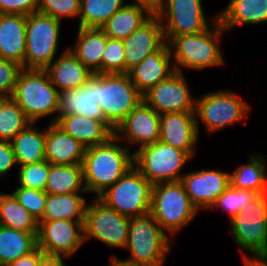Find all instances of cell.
Returning <instances> with one entry per match:
<instances>
[{"label":"cell","mask_w":267,"mask_h":266,"mask_svg":"<svg viewBox=\"0 0 267 266\" xmlns=\"http://www.w3.org/2000/svg\"><path fill=\"white\" fill-rule=\"evenodd\" d=\"M132 167L133 152L115 135L103 144L86 148L82 170L87 193L97 198Z\"/></svg>","instance_id":"obj_1"},{"label":"cell","mask_w":267,"mask_h":266,"mask_svg":"<svg viewBox=\"0 0 267 266\" xmlns=\"http://www.w3.org/2000/svg\"><path fill=\"white\" fill-rule=\"evenodd\" d=\"M224 33L226 31L217 19L201 33L173 37L167 44L175 72L184 73L182 67L187 68L188 72L189 69L221 67L225 60L220 49Z\"/></svg>","instance_id":"obj_2"},{"label":"cell","mask_w":267,"mask_h":266,"mask_svg":"<svg viewBox=\"0 0 267 266\" xmlns=\"http://www.w3.org/2000/svg\"><path fill=\"white\" fill-rule=\"evenodd\" d=\"M172 244V238L150 214L129 218L125 249L129 250L130 257L121 260L112 255L109 261L115 260L125 266H164Z\"/></svg>","instance_id":"obj_3"},{"label":"cell","mask_w":267,"mask_h":266,"mask_svg":"<svg viewBox=\"0 0 267 266\" xmlns=\"http://www.w3.org/2000/svg\"><path fill=\"white\" fill-rule=\"evenodd\" d=\"M59 96L60 92L51 83L45 70L23 68L11 97L32 123L53 115L50 123H55L58 118Z\"/></svg>","instance_id":"obj_4"},{"label":"cell","mask_w":267,"mask_h":266,"mask_svg":"<svg viewBox=\"0 0 267 266\" xmlns=\"http://www.w3.org/2000/svg\"><path fill=\"white\" fill-rule=\"evenodd\" d=\"M198 211L180 181L152 185L150 215L171 238L187 227Z\"/></svg>","instance_id":"obj_5"},{"label":"cell","mask_w":267,"mask_h":266,"mask_svg":"<svg viewBox=\"0 0 267 266\" xmlns=\"http://www.w3.org/2000/svg\"><path fill=\"white\" fill-rule=\"evenodd\" d=\"M133 166L153 185L180 181L192 158L187 152L161 141L133 149ZM181 173V174H180Z\"/></svg>","instance_id":"obj_6"},{"label":"cell","mask_w":267,"mask_h":266,"mask_svg":"<svg viewBox=\"0 0 267 266\" xmlns=\"http://www.w3.org/2000/svg\"><path fill=\"white\" fill-rule=\"evenodd\" d=\"M251 105L230 90H219L196 97L195 117L200 135V122L207 133L221 131L241 123L250 113Z\"/></svg>","instance_id":"obj_7"},{"label":"cell","mask_w":267,"mask_h":266,"mask_svg":"<svg viewBox=\"0 0 267 266\" xmlns=\"http://www.w3.org/2000/svg\"><path fill=\"white\" fill-rule=\"evenodd\" d=\"M229 223L235 245L245 253L242 258L267 254V194L248 203Z\"/></svg>","instance_id":"obj_8"},{"label":"cell","mask_w":267,"mask_h":266,"mask_svg":"<svg viewBox=\"0 0 267 266\" xmlns=\"http://www.w3.org/2000/svg\"><path fill=\"white\" fill-rule=\"evenodd\" d=\"M152 184L133 166L97 198L128 218L150 214Z\"/></svg>","instance_id":"obj_9"},{"label":"cell","mask_w":267,"mask_h":266,"mask_svg":"<svg viewBox=\"0 0 267 266\" xmlns=\"http://www.w3.org/2000/svg\"><path fill=\"white\" fill-rule=\"evenodd\" d=\"M62 21L40 12L26 16L24 69L45 70L58 52Z\"/></svg>","instance_id":"obj_10"},{"label":"cell","mask_w":267,"mask_h":266,"mask_svg":"<svg viewBox=\"0 0 267 266\" xmlns=\"http://www.w3.org/2000/svg\"><path fill=\"white\" fill-rule=\"evenodd\" d=\"M143 100L128 73H99V104L114 128Z\"/></svg>","instance_id":"obj_11"},{"label":"cell","mask_w":267,"mask_h":266,"mask_svg":"<svg viewBox=\"0 0 267 266\" xmlns=\"http://www.w3.org/2000/svg\"><path fill=\"white\" fill-rule=\"evenodd\" d=\"M156 14L167 43L175 36L201 33L217 20V13L207 19L202 0H163Z\"/></svg>","instance_id":"obj_12"},{"label":"cell","mask_w":267,"mask_h":266,"mask_svg":"<svg viewBox=\"0 0 267 266\" xmlns=\"http://www.w3.org/2000/svg\"><path fill=\"white\" fill-rule=\"evenodd\" d=\"M84 242L91 238L113 248L125 249L129 218L106 206L98 198L87 205L83 223Z\"/></svg>","instance_id":"obj_13"},{"label":"cell","mask_w":267,"mask_h":266,"mask_svg":"<svg viewBox=\"0 0 267 266\" xmlns=\"http://www.w3.org/2000/svg\"><path fill=\"white\" fill-rule=\"evenodd\" d=\"M84 221H39L37 247L48 256L72 257L84 242Z\"/></svg>","instance_id":"obj_14"},{"label":"cell","mask_w":267,"mask_h":266,"mask_svg":"<svg viewBox=\"0 0 267 266\" xmlns=\"http://www.w3.org/2000/svg\"><path fill=\"white\" fill-rule=\"evenodd\" d=\"M184 73L174 72L168 79L145 92L143 101L160 115L171 112L195 111L196 97Z\"/></svg>","instance_id":"obj_15"},{"label":"cell","mask_w":267,"mask_h":266,"mask_svg":"<svg viewBox=\"0 0 267 266\" xmlns=\"http://www.w3.org/2000/svg\"><path fill=\"white\" fill-rule=\"evenodd\" d=\"M161 115L143 100L124 118L114 130V135L129 149H138L160 139ZM131 145V146H130Z\"/></svg>","instance_id":"obj_16"},{"label":"cell","mask_w":267,"mask_h":266,"mask_svg":"<svg viewBox=\"0 0 267 266\" xmlns=\"http://www.w3.org/2000/svg\"><path fill=\"white\" fill-rule=\"evenodd\" d=\"M180 182L193 205L199 211H207L230 186V172L215 169L193 170L184 173Z\"/></svg>","instance_id":"obj_17"},{"label":"cell","mask_w":267,"mask_h":266,"mask_svg":"<svg viewBox=\"0 0 267 266\" xmlns=\"http://www.w3.org/2000/svg\"><path fill=\"white\" fill-rule=\"evenodd\" d=\"M99 73L75 89L60 92L58 115H79L102 121L113 133L99 104Z\"/></svg>","instance_id":"obj_18"},{"label":"cell","mask_w":267,"mask_h":266,"mask_svg":"<svg viewBox=\"0 0 267 266\" xmlns=\"http://www.w3.org/2000/svg\"><path fill=\"white\" fill-rule=\"evenodd\" d=\"M125 73L137 66L147 55L157 52L165 43L163 27L157 14L123 40Z\"/></svg>","instance_id":"obj_19"},{"label":"cell","mask_w":267,"mask_h":266,"mask_svg":"<svg viewBox=\"0 0 267 266\" xmlns=\"http://www.w3.org/2000/svg\"><path fill=\"white\" fill-rule=\"evenodd\" d=\"M195 111L161 114L159 141L187 152L196 153L199 137Z\"/></svg>","instance_id":"obj_20"},{"label":"cell","mask_w":267,"mask_h":266,"mask_svg":"<svg viewBox=\"0 0 267 266\" xmlns=\"http://www.w3.org/2000/svg\"><path fill=\"white\" fill-rule=\"evenodd\" d=\"M175 72L167 42L157 51L147 55L128 75L137 90L143 95L157 83L168 79Z\"/></svg>","instance_id":"obj_21"},{"label":"cell","mask_w":267,"mask_h":266,"mask_svg":"<svg viewBox=\"0 0 267 266\" xmlns=\"http://www.w3.org/2000/svg\"><path fill=\"white\" fill-rule=\"evenodd\" d=\"M86 147L54 123L46 125L45 160L52 165L82 164Z\"/></svg>","instance_id":"obj_22"},{"label":"cell","mask_w":267,"mask_h":266,"mask_svg":"<svg viewBox=\"0 0 267 266\" xmlns=\"http://www.w3.org/2000/svg\"><path fill=\"white\" fill-rule=\"evenodd\" d=\"M57 58V59H56ZM45 69L59 92L75 89L94 74L66 47Z\"/></svg>","instance_id":"obj_23"},{"label":"cell","mask_w":267,"mask_h":266,"mask_svg":"<svg viewBox=\"0 0 267 266\" xmlns=\"http://www.w3.org/2000/svg\"><path fill=\"white\" fill-rule=\"evenodd\" d=\"M26 15L0 14V58L15 61L24 68Z\"/></svg>","instance_id":"obj_24"},{"label":"cell","mask_w":267,"mask_h":266,"mask_svg":"<svg viewBox=\"0 0 267 266\" xmlns=\"http://www.w3.org/2000/svg\"><path fill=\"white\" fill-rule=\"evenodd\" d=\"M86 148L105 143L114 133L100 120L79 115H58L54 123Z\"/></svg>","instance_id":"obj_25"},{"label":"cell","mask_w":267,"mask_h":266,"mask_svg":"<svg viewBox=\"0 0 267 266\" xmlns=\"http://www.w3.org/2000/svg\"><path fill=\"white\" fill-rule=\"evenodd\" d=\"M217 19L226 32L241 25L266 23L267 0H230L217 12Z\"/></svg>","instance_id":"obj_26"},{"label":"cell","mask_w":267,"mask_h":266,"mask_svg":"<svg viewBox=\"0 0 267 266\" xmlns=\"http://www.w3.org/2000/svg\"><path fill=\"white\" fill-rule=\"evenodd\" d=\"M108 36L100 28L78 27L75 44L68 48L93 73H102Z\"/></svg>","instance_id":"obj_27"},{"label":"cell","mask_w":267,"mask_h":266,"mask_svg":"<svg viewBox=\"0 0 267 266\" xmlns=\"http://www.w3.org/2000/svg\"><path fill=\"white\" fill-rule=\"evenodd\" d=\"M152 14L142 5L126 3L100 29L111 39L124 40L136 31Z\"/></svg>","instance_id":"obj_28"},{"label":"cell","mask_w":267,"mask_h":266,"mask_svg":"<svg viewBox=\"0 0 267 266\" xmlns=\"http://www.w3.org/2000/svg\"><path fill=\"white\" fill-rule=\"evenodd\" d=\"M37 126L30 123L11 141L18 166L45 160L46 127L41 131Z\"/></svg>","instance_id":"obj_29"},{"label":"cell","mask_w":267,"mask_h":266,"mask_svg":"<svg viewBox=\"0 0 267 266\" xmlns=\"http://www.w3.org/2000/svg\"><path fill=\"white\" fill-rule=\"evenodd\" d=\"M83 193L87 194V192H77L47 195L45 212L41 221H84L88 204Z\"/></svg>","instance_id":"obj_30"},{"label":"cell","mask_w":267,"mask_h":266,"mask_svg":"<svg viewBox=\"0 0 267 266\" xmlns=\"http://www.w3.org/2000/svg\"><path fill=\"white\" fill-rule=\"evenodd\" d=\"M267 161L260 154H249L247 164L230 173V185L235 189H247L267 194Z\"/></svg>","instance_id":"obj_31"},{"label":"cell","mask_w":267,"mask_h":266,"mask_svg":"<svg viewBox=\"0 0 267 266\" xmlns=\"http://www.w3.org/2000/svg\"><path fill=\"white\" fill-rule=\"evenodd\" d=\"M44 191L48 195L87 192L84 184L82 164H50V171Z\"/></svg>","instance_id":"obj_32"},{"label":"cell","mask_w":267,"mask_h":266,"mask_svg":"<svg viewBox=\"0 0 267 266\" xmlns=\"http://www.w3.org/2000/svg\"><path fill=\"white\" fill-rule=\"evenodd\" d=\"M37 248L34 234L0 225V266L26 256Z\"/></svg>","instance_id":"obj_33"},{"label":"cell","mask_w":267,"mask_h":266,"mask_svg":"<svg viewBox=\"0 0 267 266\" xmlns=\"http://www.w3.org/2000/svg\"><path fill=\"white\" fill-rule=\"evenodd\" d=\"M0 225L32 233L37 237L38 221L11 193H0Z\"/></svg>","instance_id":"obj_34"},{"label":"cell","mask_w":267,"mask_h":266,"mask_svg":"<svg viewBox=\"0 0 267 266\" xmlns=\"http://www.w3.org/2000/svg\"><path fill=\"white\" fill-rule=\"evenodd\" d=\"M125 4V0H80L78 27L100 28Z\"/></svg>","instance_id":"obj_35"},{"label":"cell","mask_w":267,"mask_h":266,"mask_svg":"<svg viewBox=\"0 0 267 266\" xmlns=\"http://www.w3.org/2000/svg\"><path fill=\"white\" fill-rule=\"evenodd\" d=\"M30 123L12 97L0 98V140L11 142Z\"/></svg>","instance_id":"obj_36"},{"label":"cell","mask_w":267,"mask_h":266,"mask_svg":"<svg viewBox=\"0 0 267 266\" xmlns=\"http://www.w3.org/2000/svg\"><path fill=\"white\" fill-rule=\"evenodd\" d=\"M260 194L253 190L235 189L231 185L215 200L210 209L217 208L229 215V220L236 216L248 203Z\"/></svg>","instance_id":"obj_37"},{"label":"cell","mask_w":267,"mask_h":266,"mask_svg":"<svg viewBox=\"0 0 267 266\" xmlns=\"http://www.w3.org/2000/svg\"><path fill=\"white\" fill-rule=\"evenodd\" d=\"M17 182L19 186L36 190H45L50 171L47 160L38 163L19 165Z\"/></svg>","instance_id":"obj_38"},{"label":"cell","mask_w":267,"mask_h":266,"mask_svg":"<svg viewBox=\"0 0 267 266\" xmlns=\"http://www.w3.org/2000/svg\"><path fill=\"white\" fill-rule=\"evenodd\" d=\"M11 194L38 222L42 220L48 195L45 191L18 186Z\"/></svg>","instance_id":"obj_39"},{"label":"cell","mask_w":267,"mask_h":266,"mask_svg":"<svg viewBox=\"0 0 267 266\" xmlns=\"http://www.w3.org/2000/svg\"><path fill=\"white\" fill-rule=\"evenodd\" d=\"M37 11L60 21L80 15V0H38Z\"/></svg>","instance_id":"obj_40"},{"label":"cell","mask_w":267,"mask_h":266,"mask_svg":"<svg viewBox=\"0 0 267 266\" xmlns=\"http://www.w3.org/2000/svg\"><path fill=\"white\" fill-rule=\"evenodd\" d=\"M102 73H125L123 40L108 38L102 56Z\"/></svg>","instance_id":"obj_41"},{"label":"cell","mask_w":267,"mask_h":266,"mask_svg":"<svg viewBox=\"0 0 267 266\" xmlns=\"http://www.w3.org/2000/svg\"><path fill=\"white\" fill-rule=\"evenodd\" d=\"M19 63L0 58V98L12 96L18 75L22 70Z\"/></svg>","instance_id":"obj_42"},{"label":"cell","mask_w":267,"mask_h":266,"mask_svg":"<svg viewBox=\"0 0 267 266\" xmlns=\"http://www.w3.org/2000/svg\"><path fill=\"white\" fill-rule=\"evenodd\" d=\"M38 0H0V14L29 15L37 12Z\"/></svg>","instance_id":"obj_43"},{"label":"cell","mask_w":267,"mask_h":266,"mask_svg":"<svg viewBox=\"0 0 267 266\" xmlns=\"http://www.w3.org/2000/svg\"><path fill=\"white\" fill-rule=\"evenodd\" d=\"M17 166L11 142L0 140V178H5Z\"/></svg>","instance_id":"obj_44"},{"label":"cell","mask_w":267,"mask_h":266,"mask_svg":"<svg viewBox=\"0 0 267 266\" xmlns=\"http://www.w3.org/2000/svg\"><path fill=\"white\" fill-rule=\"evenodd\" d=\"M45 256L38 247L30 254L20 257L9 263L7 266H38L40 260Z\"/></svg>","instance_id":"obj_45"},{"label":"cell","mask_w":267,"mask_h":266,"mask_svg":"<svg viewBox=\"0 0 267 266\" xmlns=\"http://www.w3.org/2000/svg\"><path fill=\"white\" fill-rule=\"evenodd\" d=\"M64 256H48L45 255L39 262L38 266H67Z\"/></svg>","instance_id":"obj_46"},{"label":"cell","mask_w":267,"mask_h":266,"mask_svg":"<svg viewBox=\"0 0 267 266\" xmlns=\"http://www.w3.org/2000/svg\"><path fill=\"white\" fill-rule=\"evenodd\" d=\"M162 2L163 0H133L130 3L142 5L146 7L153 14H156L160 10Z\"/></svg>","instance_id":"obj_47"},{"label":"cell","mask_w":267,"mask_h":266,"mask_svg":"<svg viewBox=\"0 0 267 266\" xmlns=\"http://www.w3.org/2000/svg\"><path fill=\"white\" fill-rule=\"evenodd\" d=\"M244 266H267V257H245L243 258Z\"/></svg>","instance_id":"obj_48"},{"label":"cell","mask_w":267,"mask_h":266,"mask_svg":"<svg viewBox=\"0 0 267 266\" xmlns=\"http://www.w3.org/2000/svg\"><path fill=\"white\" fill-rule=\"evenodd\" d=\"M108 266H125V265H123V264H121L115 260H112V261H110Z\"/></svg>","instance_id":"obj_49"}]
</instances>
